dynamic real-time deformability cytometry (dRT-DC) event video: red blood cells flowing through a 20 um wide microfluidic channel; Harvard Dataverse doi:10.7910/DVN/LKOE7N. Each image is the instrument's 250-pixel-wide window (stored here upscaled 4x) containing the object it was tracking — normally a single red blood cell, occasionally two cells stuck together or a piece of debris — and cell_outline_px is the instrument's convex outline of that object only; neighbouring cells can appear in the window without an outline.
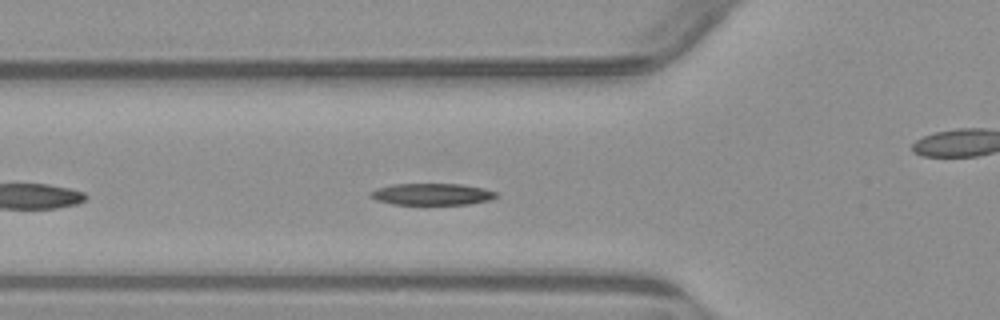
{"species": "common noctule bat (a hibernating species)", "species_latin": "Nyctalus noctula", "temperature_condition": "warm", "stored_images_in_passage": 26, "camera_frame_rate_fps": 3000, "um_per_image_px": 0.085, "animal": {"sex": "male", "body_mass_g": 23.1, "forearm_length_mm": 52.7}, "frame": {"image": 1, "passage_image": 6, "time_ms": 1.667, "image_size_px": [1000, 320], "cell_outline_px": [[500, 196], [492, 200], [468, 204], [392, 204], [376, 200], [368, 196], [368, 192], [376, 188], [392, 184], [460, 184], [484, 188], [496, 192]], "centroid_in_image_um": [36.71, 16.5], "position_along_channel_um": 89.1, "area_um2": 16.07}}
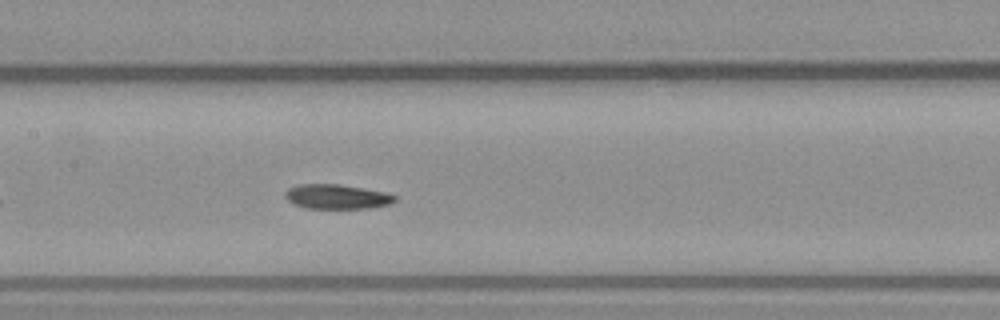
{"frame": {"image": 2, "passage_image": 13, "time_ms": 4.0, "image_size_px": [1000, 320], "cell_outline_px": [[396, 200], [388, 204], [368, 208], [308, 208], [292, 204], [284, 196], [284, 192], [288, 188], [296, 184], [340, 184], [388, 192], [396, 196]], "centroid_in_image_um": [28.6, 16.7], "position_along_channel_um": 178.8, "area_um2": 15.84}}
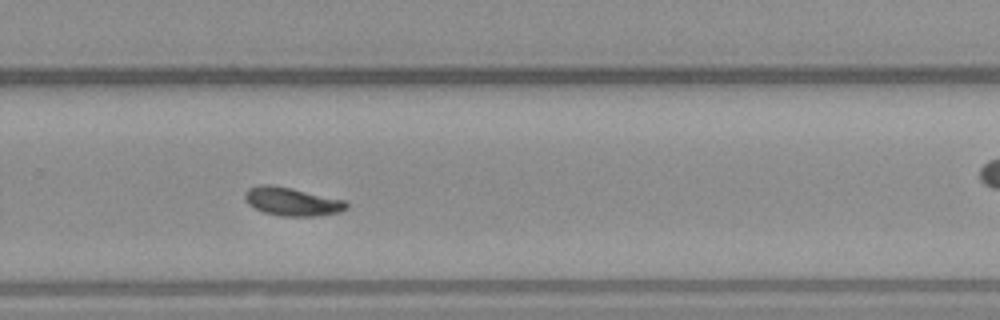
{"frame": {"image": 3, "passage_image": 23, "time_ms": 7.333, "image_size_px": [1000, 320], "cell_outline_px": [[348, 208], [340, 212], [316, 216], [280, 216], [264, 212], [248, 204], [244, 200], [244, 192], [248, 188], [256, 184], [272, 184], [292, 188], [348, 200]], "centroid_in_image_um": [24.83, 17.11], "position_along_channel_um": 305.0, "area_um2": 17.17}}